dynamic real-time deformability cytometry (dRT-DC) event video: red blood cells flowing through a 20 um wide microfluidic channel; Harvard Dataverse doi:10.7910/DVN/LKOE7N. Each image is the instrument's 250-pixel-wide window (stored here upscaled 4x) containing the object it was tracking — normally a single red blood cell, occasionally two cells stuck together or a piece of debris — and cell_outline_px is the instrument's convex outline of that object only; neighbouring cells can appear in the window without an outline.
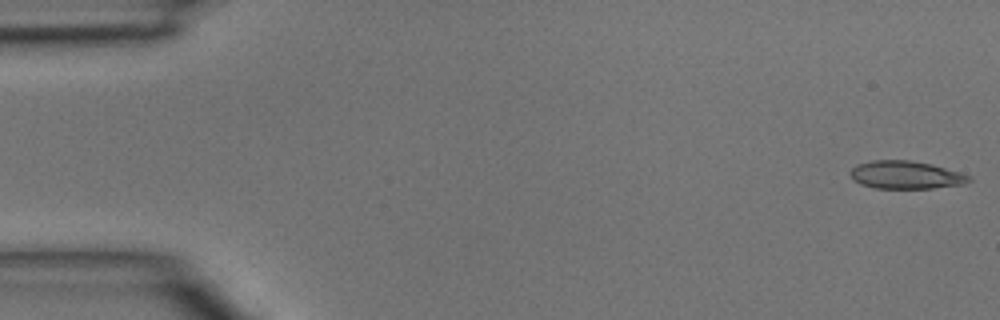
{"species": "common noctule bat (a hibernating species)", "species_latin": "Nyctalus noctula", "temperature_condition": "room temperature", "stored_images_in_passage": 42, "camera_frame_rate_fps": 3000, "um_per_image_px": 0.085, "animal": {"sex": "male", "body_mass_g": 15.6}, "frame": {"image": 1, "passage_image": 1, "time_ms": 0.0, "image_size_px": [1000, 320], "cell_outline_px": [[972, 180], [964, 184], [932, 188], [876, 188], [860, 184], [852, 180], [848, 172], [856, 164], [872, 160], [908, 160], [932, 164], [960, 172], [968, 176]], "centroid_in_image_um": [76.94, 14.86], "position_along_channel_um": 8.1, "area_um2": 19.36}}
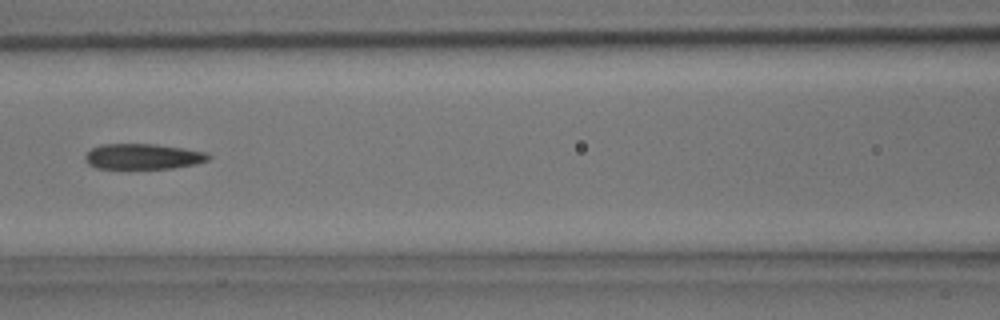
{"frame": {"image": 2, "passage_image": 20, "time_ms": 6.333, "image_size_px": [1000, 320], "cell_outline_px": [[212, 156], [208, 160], [196, 164], [172, 168], [96, 168], [88, 164], [84, 156], [92, 148], [100, 144], [156, 144], [184, 148], [208, 152]], "centroid_in_image_um": [12.19, 13.29], "position_along_channel_um": 154.4, "area_um2": 18.38}}
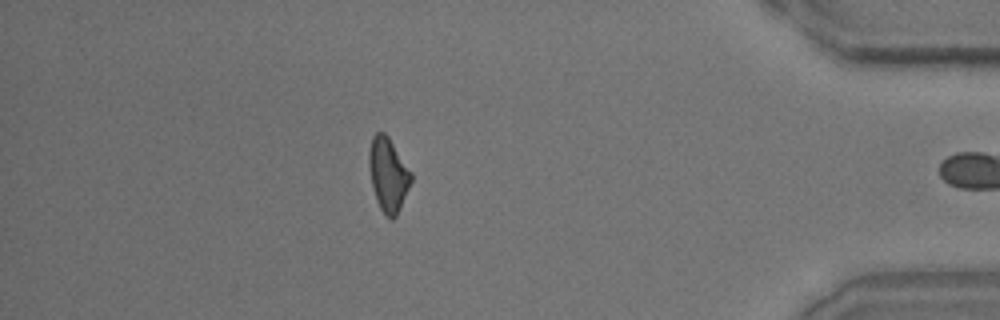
{"frame": {"image": 3, "passage_image": 40, "time_ms": 13.0, "image_size_px": [1000, 320], "cell_outline_px": [[412, 180], [400, 208], [396, 216], [392, 220], [384, 216], [376, 200], [368, 168], [368, 152], [372, 136], [376, 132], [384, 132], [388, 136], [412, 172]], "centroid_in_image_um": [32.98, 14.84], "position_along_channel_um": 402.2, "area_um2": 18.26}}